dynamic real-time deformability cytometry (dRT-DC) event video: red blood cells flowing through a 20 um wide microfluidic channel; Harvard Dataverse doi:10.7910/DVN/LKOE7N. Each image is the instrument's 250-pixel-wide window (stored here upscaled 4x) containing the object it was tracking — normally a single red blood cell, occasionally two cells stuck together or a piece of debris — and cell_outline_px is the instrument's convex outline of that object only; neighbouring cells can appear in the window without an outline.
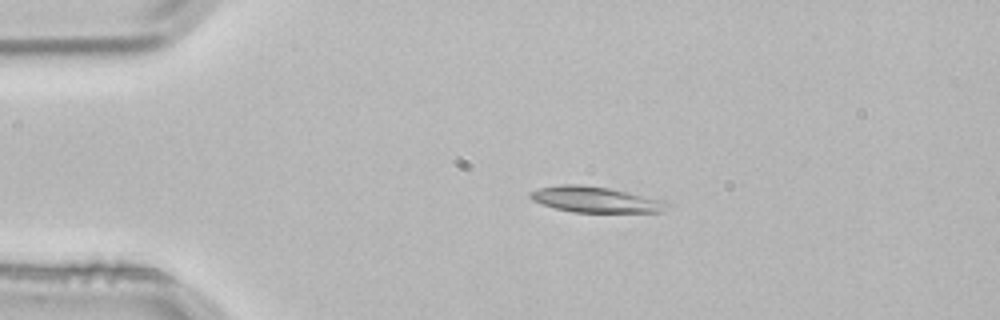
{"species": "common noctule bat (a hibernating species)", "species_latin": "Nyctalus noctula", "temperature_condition": "room temperature", "stored_images_in_passage": 3, "camera_frame_rate_fps": 3000, "um_per_image_px": 0.085, "animal": {"sex": "male", "body_mass_g": 21.5, "forearm_length_mm": 52.0}, "frame": {"image": 1, "passage_image": 2, "time_ms": 0.333, "image_size_px": [1000, 320], "cell_outline_px": [[668, 204], [660, 212], [572, 212], [540, 204], [532, 200], [528, 196], [532, 192], [540, 188], [560, 184], [580, 184], [608, 188], [664, 200]], "centroid_in_image_um": [50.56, 16.96], "position_along_channel_um": 34.4, "area_um2": 20.29}}